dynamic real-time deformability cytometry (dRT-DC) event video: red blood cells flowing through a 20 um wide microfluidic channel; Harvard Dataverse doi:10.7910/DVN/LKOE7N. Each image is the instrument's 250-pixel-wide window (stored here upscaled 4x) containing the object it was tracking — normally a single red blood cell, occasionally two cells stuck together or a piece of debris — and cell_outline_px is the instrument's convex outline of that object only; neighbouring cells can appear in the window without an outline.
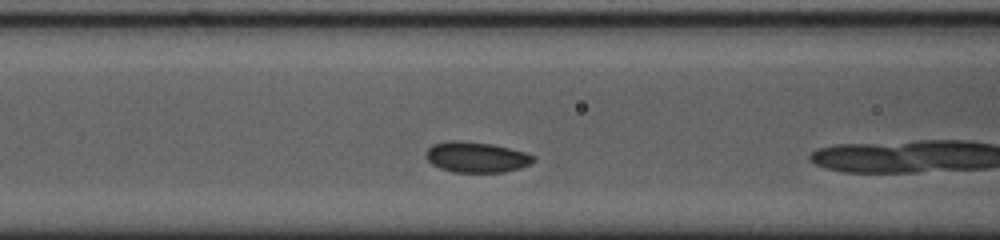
{"species": "common noctule bat (a hibernating species)", "species_latin": "Nyctalus noctula", "temperature_condition": "cold", "stored_images_in_passage": 5, "camera_frame_rate_fps": 3000, "um_per_image_px": 0.085, "animal": {"sex": "female", "body_mass_g": 23.0, "forearm_length_mm": 53.4}, "frame": {"image": 1, "passage_image": 4, "time_ms": 1.0, "image_size_px": [1000, 240], "cell_outline_px": [[536, 160], [532, 164], [520, 168], [504, 172], [452, 172], [440, 168], [432, 164], [428, 160], [428, 148], [432, 144], [452, 140], [492, 144], [524, 152], [536, 156]], "centroid_in_image_um": [40.54, 13.37], "position_along_channel_um": 126.1, "area_um2": 19.02}}